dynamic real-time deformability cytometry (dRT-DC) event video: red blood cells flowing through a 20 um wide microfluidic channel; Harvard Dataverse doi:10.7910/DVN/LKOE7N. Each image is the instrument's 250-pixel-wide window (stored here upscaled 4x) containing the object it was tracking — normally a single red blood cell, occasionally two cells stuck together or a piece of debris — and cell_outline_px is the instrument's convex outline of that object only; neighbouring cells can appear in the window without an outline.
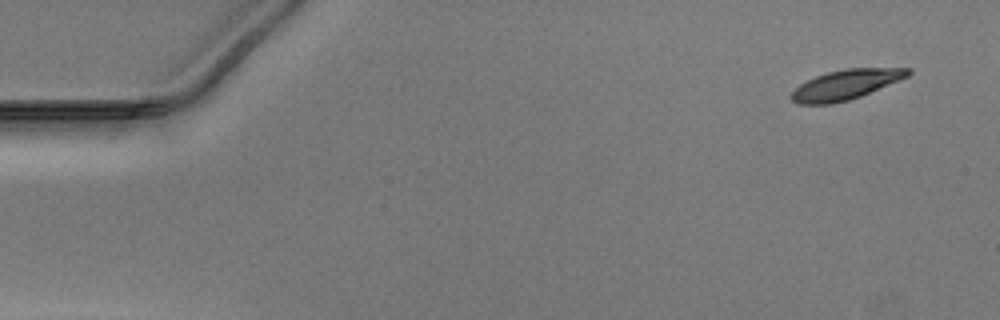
{"species": "Egyptian fruit bat (a non-hibernating species)", "species_latin": "Rousettus aegyptiacus", "temperature_condition": "warm", "stored_images_in_passage": 50, "camera_frame_rate_fps": 3000, "um_per_image_px": 0.085, "animal": {"sex": "male"}, "frame": {"image": 1, "passage_image": 1, "time_ms": 0.0, "image_size_px": [1000, 320], "cell_outline_px": [[912, 72], [908, 76], [860, 96], [848, 100], [832, 104], [796, 104], [788, 96], [800, 84], [816, 76], [828, 72], [844, 68], [912, 68]], "centroid_in_image_um": [71.86, 7.19], "position_along_channel_um": 13.1, "area_um2": 20.11}}
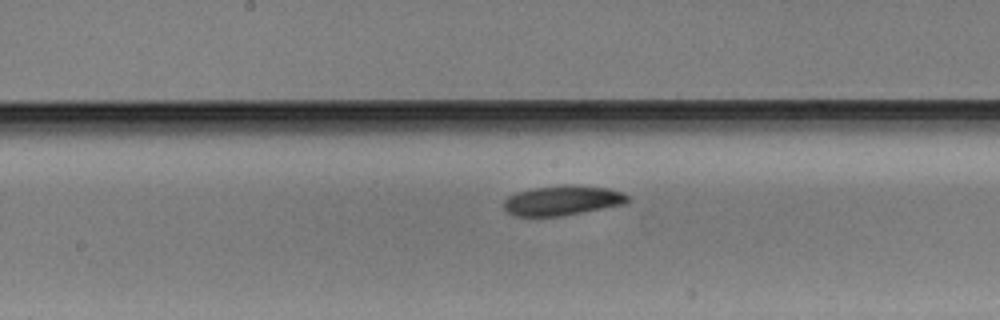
{"frame": {"image": 2, "passage_image": 25, "time_ms": 8.0, "image_size_px": [1000, 320], "cell_outline_px": [[628, 200], [624, 204], [564, 216], [512, 216], [504, 208], [504, 200], [508, 196], [516, 192], [532, 188], [560, 184], [568, 184], [608, 188], [620, 192], [628, 196]], "centroid_in_image_um": [47.76, 17.03], "position_along_channel_um": 200.4, "area_um2": 21.68}}
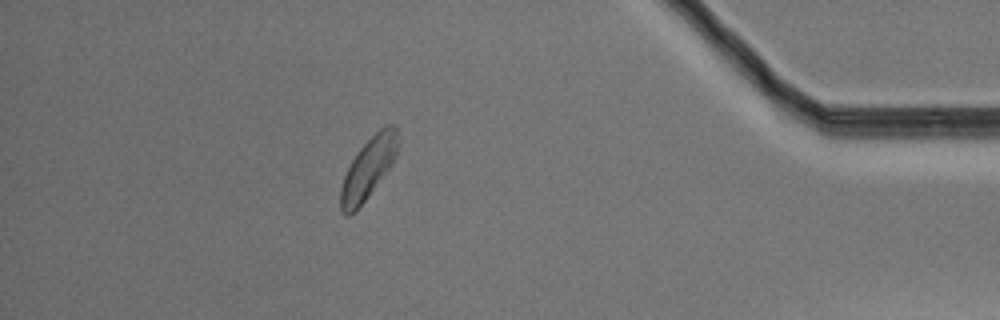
{"frame": {"image": 3, "passage_image": 44, "time_ms": 14.333, "image_size_px": [1000, 320], "cell_outline_px": [[400, 144], [396, 156], [392, 164], [368, 196], [348, 216], [344, 216], [340, 212], [340, 188], [344, 176], [352, 160], [360, 148], [384, 124], [396, 124], [400, 140]], "centroid_in_image_um": [31.34, 14.24], "position_along_channel_um": 403.9, "area_um2": 20.35}}